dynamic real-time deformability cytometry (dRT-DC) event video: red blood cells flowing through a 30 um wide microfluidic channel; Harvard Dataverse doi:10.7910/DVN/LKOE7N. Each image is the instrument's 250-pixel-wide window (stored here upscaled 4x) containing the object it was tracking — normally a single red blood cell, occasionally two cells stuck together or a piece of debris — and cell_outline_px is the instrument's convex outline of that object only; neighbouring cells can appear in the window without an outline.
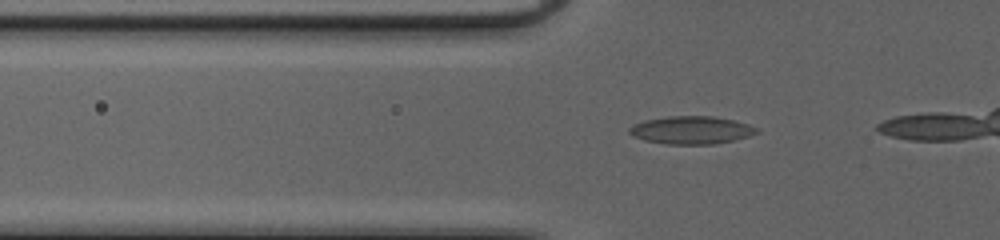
{"species": "common noctule bat (a hibernating species)", "species_latin": "Nyctalus noctula", "temperature_condition": "cold", "stored_images_in_passage": 22, "camera_frame_rate_fps": 3000, "um_per_image_px": 0.085, "animal": {"sex": "female", "body_mass_g": 20.0, "forearm_length_mm": 54.0}, "frame": {"image": 1, "passage_image": 4, "time_ms": 1.0, "image_size_px": [1000, 240], "cell_outline_px": [[760, 132], [748, 136], [716, 144], [664, 144], [644, 140], [632, 136], [628, 132], [628, 128], [632, 124], [644, 120], [668, 116], [712, 116], [736, 120], [748, 124], [756, 128]], "centroid_in_image_um": [58.72, 11.05], "position_along_channel_um": 67.1, "area_um2": 20.81}}
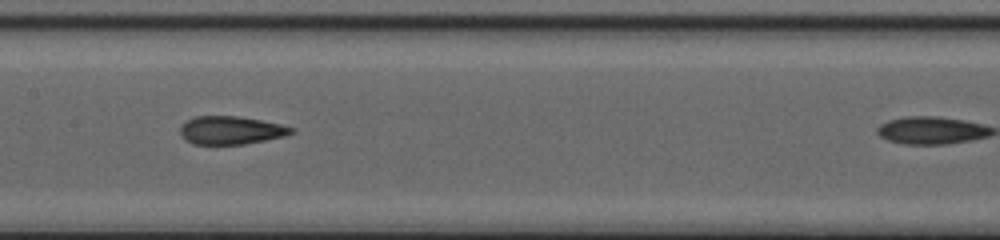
{"frame": {"image": 2, "passage_image": 13, "time_ms": 4.0, "image_size_px": [1000, 240], "cell_outline_px": [[296, 132], [284, 136], [244, 144], [192, 144], [184, 140], [180, 132], [180, 128], [188, 120], [196, 116], [236, 116], [260, 120], [280, 124], [292, 128]], "centroid_in_image_um": [19.61, 11.08], "position_along_channel_um": 187.8, "area_um2": 18.03}}
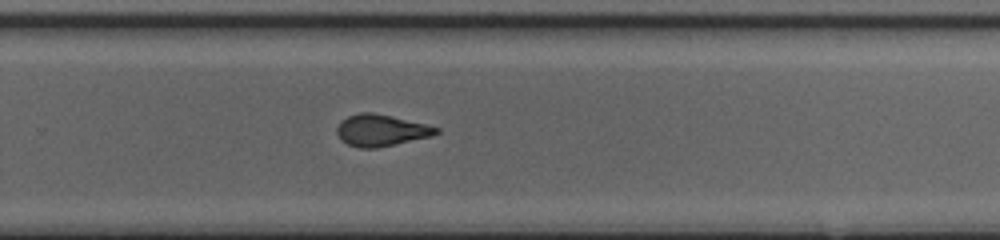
{"frame": {"image": 3, "passage_image": 21, "time_ms": 6.667, "image_size_px": [1000, 240], "cell_outline_px": [[440, 132], [432, 136], [376, 148], [360, 148], [348, 144], [340, 140], [336, 132], [336, 128], [340, 120], [348, 116], [360, 112], [372, 112], [392, 116], [440, 128]], "centroid_in_image_um": [32.35, 11.07], "position_along_channel_um": 297.4, "area_um2": 18.32}}